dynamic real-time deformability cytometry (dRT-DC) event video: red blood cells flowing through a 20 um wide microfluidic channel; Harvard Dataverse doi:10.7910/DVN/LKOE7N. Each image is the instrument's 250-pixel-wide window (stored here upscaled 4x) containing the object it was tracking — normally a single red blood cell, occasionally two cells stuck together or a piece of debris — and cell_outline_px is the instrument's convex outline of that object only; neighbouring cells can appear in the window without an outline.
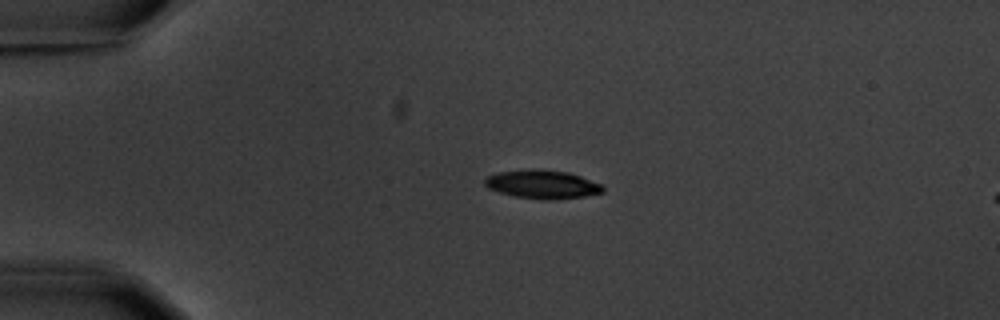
{"species": "common noctule bat (a hibernating species)", "species_latin": "Nyctalus noctula", "temperature_condition": "warm", "stored_images_in_passage": 6, "segment_of_instrument_passage": [1, 2], "camera_frame_rate_fps": 3000, "um_per_image_px": 0.085, "animal": {"sex": "male", "body_mass_g": 20.1, "forearm_length_mm": 53.5}, "frame": {"image": 1, "passage_image": 4, "time_ms": 3.333, "image_size_px": [1000, 320], "cell_outline_px": [[604, 192], [584, 196], [516, 196], [500, 192], [488, 188], [484, 184], [484, 180], [488, 176], [500, 172], [568, 172], [580, 176], [600, 184], [604, 188]], "centroid_in_image_um": [46.1, 15.66], "position_along_channel_um": 38.9, "area_um2": 17.4}}